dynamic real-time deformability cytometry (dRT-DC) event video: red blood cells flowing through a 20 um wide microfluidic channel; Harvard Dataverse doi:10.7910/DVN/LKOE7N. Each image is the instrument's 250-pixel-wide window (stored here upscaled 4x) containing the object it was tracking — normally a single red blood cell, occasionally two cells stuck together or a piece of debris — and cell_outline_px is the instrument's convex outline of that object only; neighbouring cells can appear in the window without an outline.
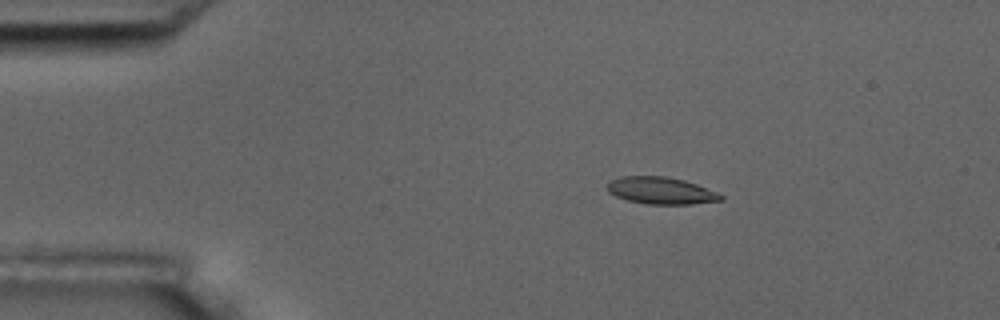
{"species": "common noctule bat (a hibernating species)", "species_latin": "Nyctalus noctula", "temperature_condition": "room temperature", "stored_images_in_passage": 6, "camera_frame_rate_fps": 3000, "um_per_image_px": 0.085, "animal": {"sex": "male", "body_mass_g": 17.5, "forearm_length_mm": 52.3}, "frame": {"image": 1, "passage_image": 3, "time_ms": 2.0, "image_size_px": [1000, 320], "cell_outline_px": [[724, 200], [692, 204], [648, 204], [628, 200], [616, 196], [608, 192], [608, 180], [620, 176], [664, 176], [684, 180], [696, 184], [716, 192], [724, 196]], "centroid_in_image_um": [56.17, 16.2], "position_along_channel_um": 28.8, "area_um2": 17.86}}
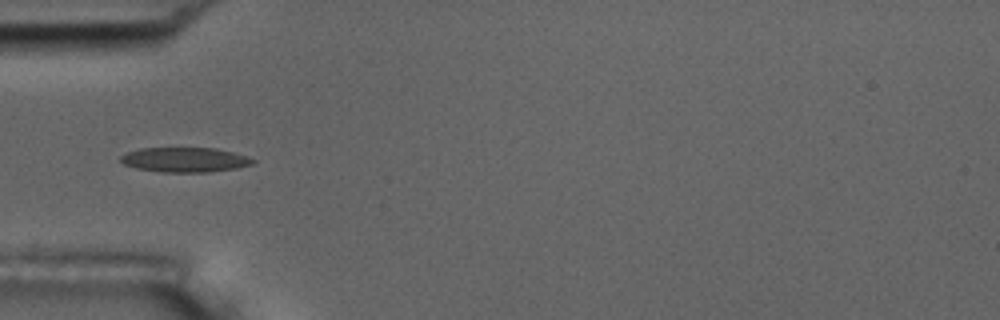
{"frame": {"image": 2, "passage_image": 5, "time_ms": 4.667, "image_size_px": [1000, 320], "cell_outline_px": [[256, 160], [252, 164], [236, 168], [208, 172], [160, 172], [136, 168], [124, 164], [120, 160], [120, 156], [128, 152], [140, 148], [216, 148], [248, 156]], "centroid_in_image_um": [15.71, 13.58], "position_along_channel_um": 69.3, "area_um2": 19.02}}